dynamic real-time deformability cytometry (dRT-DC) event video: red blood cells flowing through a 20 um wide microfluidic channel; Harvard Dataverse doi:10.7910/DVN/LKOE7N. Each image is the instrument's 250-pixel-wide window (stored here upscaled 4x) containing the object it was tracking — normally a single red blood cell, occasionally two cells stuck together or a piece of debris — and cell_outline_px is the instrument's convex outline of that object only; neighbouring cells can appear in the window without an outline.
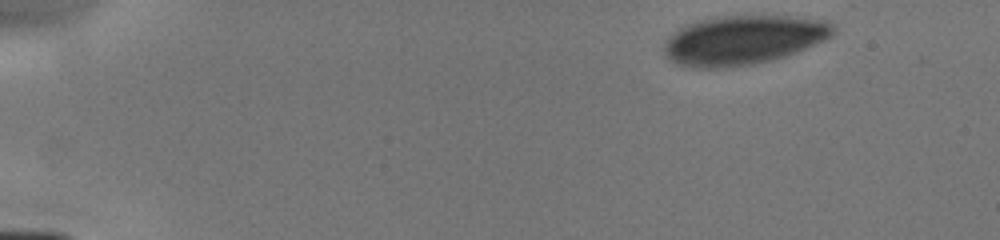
{"species": "human", "species_latin": "Homo sapiens", "temperature_condition": "cold", "stored_images_in_passage": 6, "camera_frame_rate_fps": 3000, "um_per_image_px": 0.085, "donor": {"sex": "male"}, "frame": {"image": 1, "passage_image": 1, "time_ms": 0.0, "image_size_px": [1000, 240], "cell_outline_px": [[836, 32], [832, 36], [824, 40], [796, 52], [772, 60], [752, 64], [728, 68], [692, 68], [676, 64], [668, 60], [664, 52], [664, 40], [672, 32], [684, 24], [716, 16], [788, 16], [828, 20], [836, 24]], "centroid_in_image_um": [63.15, 3.4], "position_along_channel_um": 21.8, "area_um2": 49.19}}
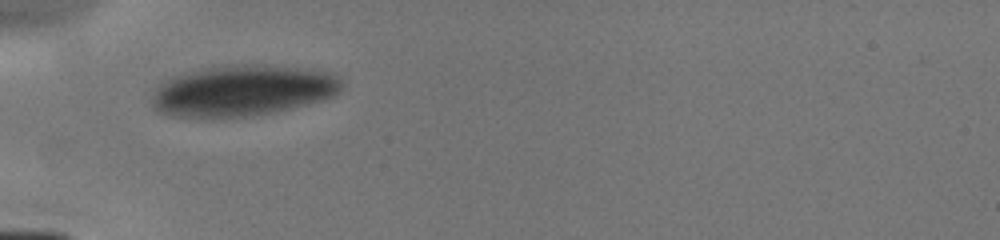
{"frame": {"image": 2, "passage_image": 4, "time_ms": 3.667, "image_size_px": [1000, 240], "cell_outline_px": [[340, 92], [332, 96], [320, 100], [272, 112], [252, 116], [172, 116], [160, 112], [152, 104], [152, 96], [156, 88], [164, 80], [176, 76], [204, 68], [228, 64], [268, 64], [332, 72], [340, 80]], "centroid_in_image_um": [20.62, 7.67], "position_along_channel_um": 64.4, "area_um2": 55.72}}
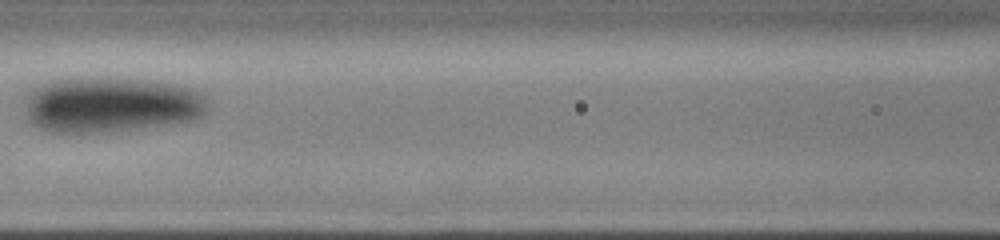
{"frame": {"image": 3, "passage_image": 6, "time_ms": 6.0, "image_size_px": [1000, 240], "cell_outline_px": [[208, 108], [200, 116], [192, 120], [168, 124], [108, 132], [48, 132], [36, 128], [28, 120], [24, 112], [24, 96], [36, 84], [52, 80], [76, 76], [108, 76], [148, 80], [176, 84], [196, 88], [204, 96], [208, 104]], "centroid_in_image_um": [9.33, 8.86], "position_along_channel_um": 157.3, "area_um2": 60.81}}